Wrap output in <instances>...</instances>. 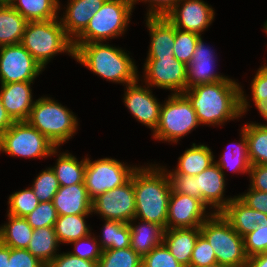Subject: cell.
Returning a JSON list of instances; mask_svg holds the SVG:
<instances>
[{
	"label": "cell",
	"mask_w": 267,
	"mask_h": 267,
	"mask_svg": "<svg viewBox=\"0 0 267 267\" xmlns=\"http://www.w3.org/2000/svg\"><path fill=\"white\" fill-rule=\"evenodd\" d=\"M241 87L235 80L227 78L220 82L196 85L182 94L191 103L200 125L216 126L247 112L250 105Z\"/></svg>",
	"instance_id": "1"
},
{
	"label": "cell",
	"mask_w": 267,
	"mask_h": 267,
	"mask_svg": "<svg viewBox=\"0 0 267 267\" xmlns=\"http://www.w3.org/2000/svg\"><path fill=\"white\" fill-rule=\"evenodd\" d=\"M135 219L156 223L166 229L171 184L166 170L154 164L133 172Z\"/></svg>",
	"instance_id": "2"
},
{
	"label": "cell",
	"mask_w": 267,
	"mask_h": 267,
	"mask_svg": "<svg viewBox=\"0 0 267 267\" xmlns=\"http://www.w3.org/2000/svg\"><path fill=\"white\" fill-rule=\"evenodd\" d=\"M74 58L107 81L133 83L139 79L137 66L129 53L103 42L73 43Z\"/></svg>",
	"instance_id": "3"
},
{
	"label": "cell",
	"mask_w": 267,
	"mask_h": 267,
	"mask_svg": "<svg viewBox=\"0 0 267 267\" xmlns=\"http://www.w3.org/2000/svg\"><path fill=\"white\" fill-rule=\"evenodd\" d=\"M59 18L48 21H28L21 44L43 67L57 53H68L74 58L73 40L66 34Z\"/></svg>",
	"instance_id": "4"
},
{
	"label": "cell",
	"mask_w": 267,
	"mask_h": 267,
	"mask_svg": "<svg viewBox=\"0 0 267 267\" xmlns=\"http://www.w3.org/2000/svg\"><path fill=\"white\" fill-rule=\"evenodd\" d=\"M27 122L56 148L72 138L78 129V119L73 112L50 97L35 101Z\"/></svg>",
	"instance_id": "5"
},
{
	"label": "cell",
	"mask_w": 267,
	"mask_h": 267,
	"mask_svg": "<svg viewBox=\"0 0 267 267\" xmlns=\"http://www.w3.org/2000/svg\"><path fill=\"white\" fill-rule=\"evenodd\" d=\"M200 234L209 242L217 263L229 267H246L248 256L244 238L221 213H213L201 226Z\"/></svg>",
	"instance_id": "6"
},
{
	"label": "cell",
	"mask_w": 267,
	"mask_h": 267,
	"mask_svg": "<svg viewBox=\"0 0 267 267\" xmlns=\"http://www.w3.org/2000/svg\"><path fill=\"white\" fill-rule=\"evenodd\" d=\"M131 12L129 0H106L73 43L103 42L122 36L130 22Z\"/></svg>",
	"instance_id": "7"
},
{
	"label": "cell",
	"mask_w": 267,
	"mask_h": 267,
	"mask_svg": "<svg viewBox=\"0 0 267 267\" xmlns=\"http://www.w3.org/2000/svg\"><path fill=\"white\" fill-rule=\"evenodd\" d=\"M200 123L191 103L183 94L172 93L161 105L159 122L153 137L160 141L177 143Z\"/></svg>",
	"instance_id": "8"
},
{
	"label": "cell",
	"mask_w": 267,
	"mask_h": 267,
	"mask_svg": "<svg viewBox=\"0 0 267 267\" xmlns=\"http://www.w3.org/2000/svg\"><path fill=\"white\" fill-rule=\"evenodd\" d=\"M0 152L23 158H45L58 153L51 141L27 121L14 122L0 136Z\"/></svg>",
	"instance_id": "9"
},
{
	"label": "cell",
	"mask_w": 267,
	"mask_h": 267,
	"mask_svg": "<svg viewBox=\"0 0 267 267\" xmlns=\"http://www.w3.org/2000/svg\"><path fill=\"white\" fill-rule=\"evenodd\" d=\"M136 167H129L112 158L91 161L86 157L84 185L89 197L93 200L98 195L125 184Z\"/></svg>",
	"instance_id": "10"
},
{
	"label": "cell",
	"mask_w": 267,
	"mask_h": 267,
	"mask_svg": "<svg viewBox=\"0 0 267 267\" xmlns=\"http://www.w3.org/2000/svg\"><path fill=\"white\" fill-rule=\"evenodd\" d=\"M143 68L145 85L169 89L174 94H182L187 90V65L174 55L147 57Z\"/></svg>",
	"instance_id": "11"
},
{
	"label": "cell",
	"mask_w": 267,
	"mask_h": 267,
	"mask_svg": "<svg viewBox=\"0 0 267 267\" xmlns=\"http://www.w3.org/2000/svg\"><path fill=\"white\" fill-rule=\"evenodd\" d=\"M43 70L21 43L0 47L1 84L33 82Z\"/></svg>",
	"instance_id": "12"
},
{
	"label": "cell",
	"mask_w": 267,
	"mask_h": 267,
	"mask_svg": "<svg viewBox=\"0 0 267 267\" xmlns=\"http://www.w3.org/2000/svg\"><path fill=\"white\" fill-rule=\"evenodd\" d=\"M135 210L133 173L125 184L102 193L92 200V212L98 213L104 220L129 223L135 219Z\"/></svg>",
	"instance_id": "13"
},
{
	"label": "cell",
	"mask_w": 267,
	"mask_h": 267,
	"mask_svg": "<svg viewBox=\"0 0 267 267\" xmlns=\"http://www.w3.org/2000/svg\"><path fill=\"white\" fill-rule=\"evenodd\" d=\"M199 199L171 192L167 211L166 229L200 227L212 214Z\"/></svg>",
	"instance_id": "14"
},
{
	"label": "cell",
	"mask_w": 267,
	"mask_h": 267,
	"mask_svg": "<svg viewBox=\"0 0 267 267\" xmlns=\"http://www.w3.org/2000/svg\"><path fill=\"white\" fill-rule=\"evenodd\" d=\"M214 15L213 8L203 0H179L166 18L175 28L201 36L214 20Z\"/></svg>",
	"instance_id": "15"
},
{
	"label": "cell",
	"mask_w": 267,
	"mask_h": 267,
	"mask_svg": "<svg viewBox=\"0 0 267 267\" xmlns=\"http://www.w3.org/2000/svg\"><path fill=\"white\" fill-rule=\"evenodd\" d=\"M138 81L125 85L124 104L137 121L154 131L159 122L162 104L152 94L150 86L137 85Z\"/></svg>",
	"instance_id": "16"
},
{
	"label": "cell",
	"mask_w": 267,
	"mask_h": 267,
	"mask_svg": "<svg viewBox=\"0 0 267 267\" xmlns=\"http://www.w3.org/2000/svg\"><path fill=\"white\" fill-rule=\"evenodd\" d=\"M225 173L214 162L207 169L196 175L197 190L201 194V201L211 209L213 213H220L233 198H224ZM213 207V208H212Z\"/></svg>",
	"instance_id": "17"
},
{
	"label": "cell",
	"mask_w": 267,
	"mask_h": 267,
	"mask_svg": "<svg viewBox=\"0 0 267 267\" xmlns=\"http://www.w3.org/2000/svg\"><path fill=\"white\" fill-rule=\"evenodd\" d=\"M215 52L205 46L203 39H198L191 62L187 65V89L196 85L226 80L228 77L214 71Z\"/></svg>",
	"instance_id": "18"
},
{
	"label": "cell",
	"mask_w": 267,
	"mask_h": 267,
	"mask_svg": "<svg viewBox=\"0 0 267 267\" xmlns=\"http://www.w3.org/2000/svg\"><path fill=\"white\" fill-rule=\"evenodd\" d=\"M32 82L1 84L0 98L14 122L27 121L33 104Z\"/></svg>",
	"instance_id": "19"
},
{
	"label": "cell",
	"mask_w": 267,
	"mask_h": 267,
	"mask_svg": "<svg viewBox=\"0 0 267 267\" xmlns=\"http://www.w3.org/2000/svg\"><path fill=\"white\" fill-rule=\"evenodd\" d=\"M106 0H69L65 15L59 18L66 34L74 40L88 25Z\"/></svg>",
	"instance_id": "20"
},
{
	"label": "cell",
	"mask_w": 267,
	"mask_h": 267,
	"mask_svg": "<svg viewBox=\"0 0 267 267\" xmlns=\"http://www.w3.org/2000/svg\"><path fill=\"white\" fill-rule=\"evenodd\" d=\"M53 205L58 215H92V199L84 184L60 186L53 197Z\"/></svg>",
	"instance_id": "21"
},
{
	"label": "cell",
	"mask_w": 267,
	"mask_h": 267,
	"mask_svg": "<svg viewBox=\"0 0 267 267\" xmlns=\"http://www.w3.org/2000/svg\"><path fill=\"white\" fill-rule=\"evenodd\" d=\"M220 213L243 238L255 230L260 223L267 222L265 213L249 208L237 196H234Z\"/></svg>",
	"instance_id": "22"
},
{
	"label": "cell",
	"mask_w": 267,
	"mask_h": 267,
	"mask_svg": "<svg viewBox=\"0 0 267 267\" xmlns=\"http://www.w3.org/2000/svg\"><path fill=\"white\" fill-rule=\"evenodd\" d=\"M200 235V227L165 229L163 243L183 267H190L192 251Z\"/></svg>",
	"instance_id": "23"
},
{
	"label": "cell",
	"mask_w": 267,
	"mask_h": 267,
	"mask_svg": "<svg viewBox=\"0 0 267 267\" xmlns=\"http://www.w3.org/2000/svg\"><path fill=\"white\" fill-rule=\"evenodd\" d=\"M146 25L150 34L147 57H165L173 54L175 27L166 17H147Z\"/></svg>",
	"instance_id": "24"
},
{
	"label": "cell",
	"mask_w": 267,
	"mask_h": 267,
	"mask_svg": "<svg viewBox=\"0 0 267 267\" xmlns=\"http://www.w3.org/2000/svg\"><path fill=\"white\" fill-rule=\"evenodd\" d=\"M139 225H134L135 219L130 225V248L142 258L152 249L163 243L164 228L156 223L140 220ZM133 222V223H132Z\"/></svg>",
	"instance_id": "25"
},
{
	"label": "cell",
	"mask_w": 267,
	"mask_h": 267,
	"mask_svg": "<svg viewBox=\"0 0 267 267\" xmlns=\"http://www.w3.org/2000/svg\"><path fill=\"white\" fill-rule=\"evenodd\" d=\"M178 160V165L174 171L177 174L188 176L199 175L215 162L213 152L208 146L196 145L195 143L192 144L191 148L185 150Z\"/></svg>",
	"instance_id": "26"
},
{
	"label": "cell",
	"mask_w": 267,
	"mask_h": 267,
	"mask_svg": "<svg viewBox=\"0 0 267 267\" xmlns=\"http://www.w3.org/2000/svg\"><path fill=\"white\" fill-rule=\"evenodd\" d=\"M27 23L11 5H0V47L21 43Z\"/></svg>",
	"instance_id": "27"
},
{
	"label": "cell",
	"mask_w": 267,
	"mask_h": 267,
	"mask_svg": "<svg viewBox=\"0 0 267 267\" xmlns=\"http://www.w3.org/2000/svg\"><path fill=\"white\" fill-rule=\"evenodd\" d=\"M59 245L54 226L41 227L33 230L27 250L47 267L58 255Z\"/></svg>",
	"instance_id": "28"
},
{
	"label": "cell",
	"mask_w": 267,
	"mask_h": 267,
	"mask_svg": "<svg viewBox=\"0 0 267 267\" xmlns=\"http://www.w3.org/2000/svg\"><path fill=\"white\" fill-rule=\"evenodd\" d=\"M27 21H48L59 18V0H13L10 4Z\"/></svg>",
	"instance_id": "29"
},
{
	"label": "cell",
	"mask_w": 267,
	"mask_h": 267,
	"mask_svg": "<svg viewBox=\"0 0 267 267\" xmlns=\"http://www.w3.org/2000/svg\"><path fill=\"white\" fill-rule=\"evenodd\" d=\"M7 216L8 223L0 226V242L10 248L27 249L34 229L24 217Z\"/></svg>",
	"instance_id": "30"
},
{
	"label": "cell",
	"mask_w": 267,
	"mask_h": 267,
	"mask_svg": "<svg viewBox=\"0 0 267 267\" xmlns=\"http://www.w3.org/2000/svg\"><path fill=\"white\" fill-rule=\"evenodd\" d=\"M60 186H71L74 184H84V174L86 168V158L80 162L70 153L58 154L57 163L51 167Z\"/></svg>",
	"instance_id": "31"
},
{
	"label": "cell",
	"mask_w": 267,
	"mask_h": 267,
	"mask_svg": "<svg viewBox=\"0 0 267 267\" xmlns=\"http://www.w3.org/2000/svg\"><path fill=\"white\" fill-rule=\"evenodd\" d=\"M241 129L245 131L251 165H267V126L253 122Z\"/></svg>",
	"instance_id": "32"
},
{
	"label": "cell",
	"mask_w": 267,
	"mask_h": 267,
	"mask_svg": "<svg viewBox=\"0 0 267 267\" xmlns=\"http://www.w3.org/2000/svg\"><path fill=\"white\" fill-rule=\"evenodd\" d=\"M89 214L58 215L54 228L59 243H67L88 236L91 231L85 223Z\"/></svg>",
	"instance_id": "33"
},
{
	"label": "cell",
	"mask_w": 267,
	"mask_h": 267,
	"mask_svg": "<svg viewBox=\"0 0 267 267\" xmlns=\"http://www.w3.org/2000/svg\"><path fill=\"white\" fill-rule=\"evenodd\" d=\"M241 131V142L236 145H232L233 148L228 150L225 149L224 153L220 155V159L215 161V163L223 169H230L235 173H248L250 170L251 163L248 157V148H247V139L245 137V131L242 129Z\"/></svg>",
	"instance_id": "34"
},
{
	"label": "cell",
	"mask_w": 267,
	"mask_h": 267,
	"mask_svg": "<svg viewBox=\"0 0 267 267\" xmlns=\"http://www.w3.org/2000/svg\"><path fill=\"white\" fill-rule=\"evenodd\" d=\"M102 237L97 240L102 251L130 247V225L118 220H105Z\"/></svg>",
	"instance_id": "35"
},
{
	"label": "cell",
	"mask_w": 267,
	"mask_h": 267,
	"mask_svg": "<svg viewBox=\"0 0 267 267\" xmlns=\"http://www.w3.org/2000/svg\"><path fill=\"white\" fill-rule=\"evenodd\" d=\"M97 267H142V257L130 247L107 249L102 251Z\"/></svg>",
	"instance_id": "36"
},
{
	"label": "cell",
	"mask_w": 267,
	"mask_h": 267,
	"mask_svg": "<svg viewBox=\"0 0 267 267\" xmlns=\"http://www.w3.org/2000/svg\"><path fill=\"white\" fill-rule=\"evenodd\" d=\"M8 200V214L15 217L27 216L39 204V200L31 187L14 192L9 196Z\"/></svg>",
	"instance_id": "37"
},
{
	"label": "cell",
	"mask_w": 267,
	"mask_h": 267,
	"mask_svg": "<svg viewBox=\"0 0 267 267\" xmlns=\"http://www.w3.org/2000/svg\"><path fill=\"white\" fill-rule=\"evenodd\" d=\"M59 187V181L57 180L56 174L51 167H48V169L46 168V170L40 172L31 186L39 202L52 201Z\"/></svg>",
	"instance_id": "38"
},
{
	"label": "cell",
	"mask_w": 267,
	"mask_h": 267,
	"mask_svg": "<svg viewBox=\"0 0 267 267\" xmlns=\"http://www.w3.org/2000/svg\"><path fill=\"white\" fill-rule=\"evenodd\" d=\"M200 37L202 36L194 32L183 31L175 28V42L172 48L175 58L188 65L191 62Z\"/></svg>",
	"instance_id": "39"
},
{
	"label": "cell",
	"mask_w": 267,
	"mask_h": 267,
	"mask_svg": "<svg viewBox=\"0 0 267 267\" xmlns=\"http://www.w3.org/2000/svg\"><path fill=\"white\" fill-rule=\"evenodd\" d=\"M24 218L33 229L51 227L55 225L58 213L52 201L39 202L38 206Z\"/></svg>",
	"instance_id": "40"
},
{
	"label": "cell",
	"mask_w": 267,
	"mask_h": 267,
	"mask_svg": "<svg viewBox=\"0 0 267 267\" xmlns=\"http://www.w3.org/2000/svg\"><path fill=\"white\" fill-rule=\"evenodd\" d=\"M98 238H92L91 233L83 238L78 240H74L70 242V244L74 245L73 252H69L74 256L82 258L84 260H90L98 262L102 255V249L100 247L99 242L97 241Z\"/></svg>",
	"instance_id": "41"
},
{
	"label": "cell",
	"mask_w": 267,
	"mask_h": 267,
	"mask_svg": "<svg viewBox=\"0 0 267 267\" xmlns=\"http://www.w3.org/2000/svg\"><path fill=\"white\" fill-rule=\"evenodd\" d=\"M142 267H183L164 243L152 249L142 258Z\"/></svg>",
	"instance_id": "42"
},
{
	"label": "cell",
	"mask_w": 267,
	"mask_h": 267,
	"mask_svg": "<svg viewBox=\"0 0 267 267\" xmlns=\"http://www.w3.org/2000/svg\"><path fill=\"white\" fill-rule=\"evenodd\" d=\"M245 251L248 257L267 251V222H262L244 237Z\"/></svg>",
	"instance_id": "43"
},
{
	"label": "cell",
	"mask_w": 267,
	"mask_h": 267,
	"mask_svg": "<svg viewBox=\"0 0 267 267\" xmlns=\"http://www.w3.org/2000/svg\"><path fill=\"white\" fill-rule=\"evenodd\" d=\"M167 175L169 176L170 184H171V190L173 192H177L180 194H186L191 197L197 198L201 200V194L197 190L196 185V176H188L185 174H177L175 171L172 170L167 172Z\"/></svg>",
	"instance_id": "44"
},
{
	"label": "cell",
	"mask_w": 267,
	"mask_h": 267,
	"mask_svg": "<svg viewBox=\"0 0 267 267\" xmlns=\"http://www.w3.org/2000/svg\"><path fill=\"white\" fill-rule=\"evenodd\" d=\"M215 263H217V260L213 248L200 234L192 251L190 266L204 267Z\"/></svg>",
	"instance_id": "45"
},
{
	"label": "cell",
	"mask_w": 267,
	"mask_h": 267,
	"mask_svg": "<svg viewBox=\"0 0 267 267\" xmlns=\"http://www.w3.org/2000/svg\"><path fill=\"white\" fill-rule=\"evenodd\" d=\"M254 79L251 81V93L253 102L258 108L267 101V64L261 66Z\"/></svg>",
	"instance_id": "46"
},
{
	"label": "cell",
	"mask_w": 267,
	"mask_h": 267,
	"mask_svg": "<svg viewBox=\"0 0 267 267\" xmlns=\"http://www.w3.org/2000/svg\"><path fill=\"white\" fill-rule=\"evenodd\" d=\"M8 267H46L27 249L10 248Z\"/></svg>",
	"instance_id": "47"
},
{
	"label": "cell",
	"mask_w": 267,
	"mask_h": 267,
	"mask_svg": "<svg viewBox=\"0 0 267 267\" xmlns=\"http://www.w3.org/2000/svg\"><path fill=\"white\" fill-rule=\"evenodd\" d=\"M134 9V5L137 1H144L149 3V10L147 11V17H166L175 7L179 0H129Z\"/></svg>",
	"instance_id": "48"
},
{
	"label": "cell",
	"mask_w": 267,
	"mask_h": 267,
	"mask_svg": "<svg viewBox=\"0 0 267 267\" xmlns=\"http://www.w3.org/2000/svg\"><path fill=\"white\" fill-rule=\"evenodd\" d=\"M237 197L249 208L263 212L267 215V192H261L252 188Z\"/></svg>",
	"instance_id": "49"
},
{
	"label": "cell",
	"mask_w": 267,
	"mask_h": 267,
	"mask_svg": "<svg viewBox=\"0 0 267 267\" xmlns=\"http://www.w3.org/2000/svg\"><path fill=\"white\" fill-rule=\"evenodd\" d=\"M47 267H97V262L84 260L67 252L58 253Z\"/></svg>",
	"instance_id": "50"
},
{
	"label": "cell",
	"mask_w": 267,
	"mask_h": 267,
	"mask_svg": "<svg viewBox=\"0 0 267 267\" xmlns=\"http://www.w3.org/2000/svg\"><path fill=\"white\" fill-rule=\"evenodd\" d=\"M249 176L250 188L267 192V165H251Z\"/></svg>",
	"instance_id": "51"
},
{
	"label": "cell",
	"mask_w": 267,
	"mask_h": 267,
	"mask_svg": "<svg viewBox=\"0 0 267 267\" xmlns=\"http://www.w3.org/2000/svg\"><path fill=\"white\" fill-rule=\"evenodd\" d=\"M14 121L8 115L6 109L4 108L1 98H0V136L6 132L12 125Z\"/></svg>",
	"instance_id": "52"
},
{
	"label": "cell",
	"mask_w": 267,
	"mask_h": 267,
	"mask_svg": "<svg viewBox=\"0 0 267 267\" xmlns=\"http://www.w3.org/2000/svg\"><path fill=\"white\" fill-rule=\"evenodd\" d=\"M246 267H267V254L261 253L248 257Z\"/></svg>",
	"instance_id": "53"
},
{
	"label": "cell",
	"mask_w": 267,
	"mask_h": 267,
	"mask_svg": "<svg viewBox=\"0 0 267 267\" xmlns=\"http://www.w3.org/2000/svg\"><path fill=\"white\" fill-rule=\"evenodd\" d=\"M10 247L0 242V267H8Z\"/></svg>",
	"instance_id": "54"
},
{
	"label": "cell",
	"mask_w": 267,
	"mask_h": 267,
	"mask_svg": "<svg viewBox=\"0 0 267 267\" xmlns=\"http://www.w3.org/2000/svg\"><path fill=\"white\" fill-rule=\"evenodd\" d=\"M257 109H258L259 113L261 114V116H263L265 121H267V101L264 102L262 105H260ZM264 125L267 126V123Z\"/></svg>",
	"instance_id": "55"
},
{
	"label": "cell",
	"mask_w": 267,
	"mask_h": 267,
	"mask_svg": "<svg viewBox=\"0 0 267 267\" xmlns=\"http://www.w3.org/2000/svg\"><path fill=\"white\" fill-rule=\"evenodd\" d=\"M190 267H196V266H190ZM204 267H229V266H225V265H221L219 263H215V264L207 265V266H204Z\"/></svg>",
	"instance_id": "56"
},
{
	"label": "cell",
	"mask_w": 267,
	"mask_h": 267,
	"mask_svg": "<svg viewBox=\"0 0 267 267\" xmlns=\"http://www.w3.org/2000/svg\"><path fill=\"white\" fill-rule=\"evenodd\" d=\"M13 0H0V5H10Z\"/></svg>",
	"instance_id": "57"
},
{
	"label": "cell",
	"mask_w": 267,
	"mask_h": 267,
	"mask_svg": "<svg viewBox=\"0 0 267 267\" xmlns=\"http://www.w3.org/2000/svg\"><path fill=\"white\" fill-rule=\"evenodd\" d=\"M264 23H265V24H264L263 28H267V21L264 22Z\"/></svg>",
	"instance_id": "58"
}]
</instances>
